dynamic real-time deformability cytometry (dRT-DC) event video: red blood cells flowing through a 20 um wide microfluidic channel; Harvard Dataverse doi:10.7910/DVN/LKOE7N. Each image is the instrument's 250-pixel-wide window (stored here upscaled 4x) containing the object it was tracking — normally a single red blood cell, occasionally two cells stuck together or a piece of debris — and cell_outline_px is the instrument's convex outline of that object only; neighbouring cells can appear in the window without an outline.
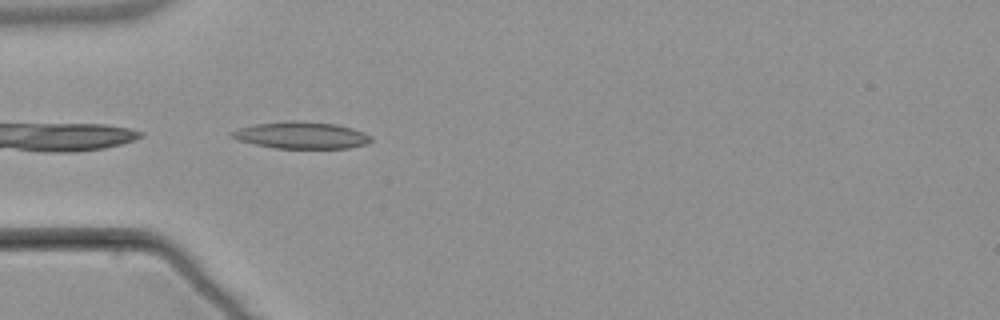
{"species": "common noctule bat (a hibernating species)", "species_latin": "Nyctalus noctula", "temperature_condition": "warm", "stored_images_in_passage": 5, "camera_frame_rate_fps": 3000, "um_per_image_px": 0.085, "animal": {"sex": "male", "body_mass_g": 21.5, "forearm_length_mm": 52.0}, "frame": {"image": 1, "passage_image": 5, "time_ms": 5.0, "image_size_px": [1000, 320], "cell_outline_px": [[372, 140], [368, 144], [348, 148], [276, 148], [256, 144], [240, 140], [228, 136], [228, 132], [240, 128], [256, 124], [292, 120], [296, 120], [336, 124], [352, 128], [364, 132], [372, 136]], "centroid_in_image_um": [25.64, 11.49], "position_along_channel_um": 59.4, "area_um2": 21.79}}